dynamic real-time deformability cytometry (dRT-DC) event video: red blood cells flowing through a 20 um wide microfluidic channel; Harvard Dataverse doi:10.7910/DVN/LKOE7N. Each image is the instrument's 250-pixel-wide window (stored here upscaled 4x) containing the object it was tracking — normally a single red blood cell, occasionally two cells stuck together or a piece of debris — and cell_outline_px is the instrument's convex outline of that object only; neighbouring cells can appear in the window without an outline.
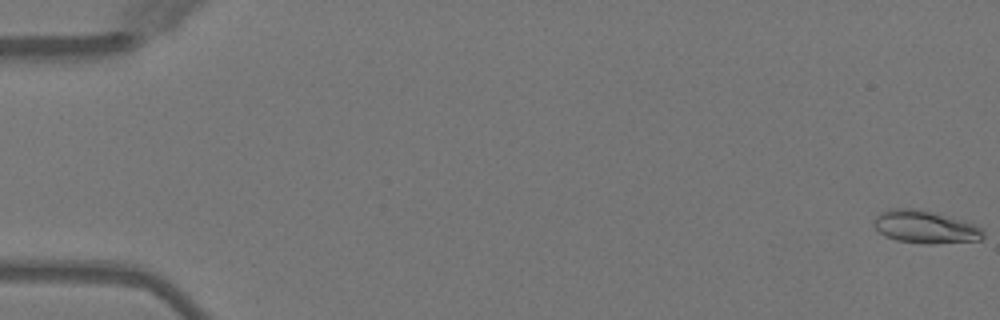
{"species": "Egyptian fruit bat (a non-hibernating species)", "species_latin": "Rousettus aegyptiacus", "temperature_condition": "warm", "stored_images_in_passage": 5, "camera_frame_rate_fps": 3000, "um_per_image_px": 0.085, "animal": {"sex": "female"}, "frame": {"image": 1, "passage_image": 1, "time_ms": 0.0, "image_size_px": [1000, 320], "cell_outline_px": [[984, 236], [980, 240], [932, 244], [928, 244], [896, 240], [884, 236], [872, 224], [876, 216], [880, 212], [888, 208], [912, 208], [968, 220], [980, 228], [984, 232]], "centroid_in_image_um": [78.63, 19.28], "position_along_channel_um": 6.4, "area_um2": 20.98}}
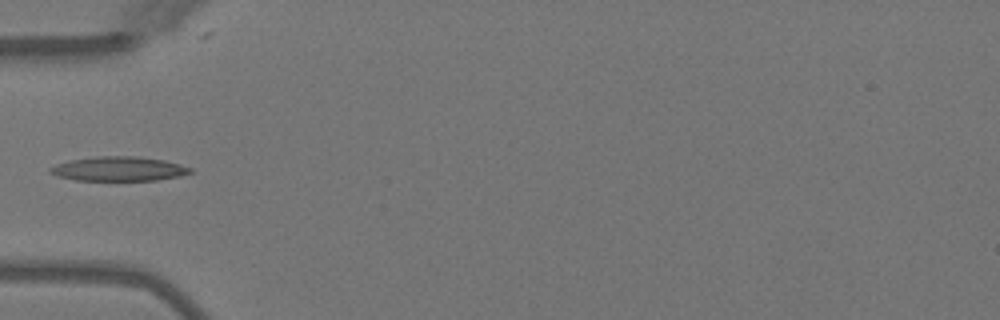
{"frame": {"image": 2, "passage_image": 5, "time_ms": 5.667, "image_size_px": [1000, 320], "cell_outline_px": [[192, 172], [180, 176], [156, 180], [76, 180], [56, 176], [48, 172], [48, 168], [56, 164], [68, 160], [96, 156], [136, 156], [164, 160], [180, 164], [192, 168]], "centroid_in_image_um": [10.06, 14.34], "position_along_channel_um": 74.9, "area_um2": 20.0}}